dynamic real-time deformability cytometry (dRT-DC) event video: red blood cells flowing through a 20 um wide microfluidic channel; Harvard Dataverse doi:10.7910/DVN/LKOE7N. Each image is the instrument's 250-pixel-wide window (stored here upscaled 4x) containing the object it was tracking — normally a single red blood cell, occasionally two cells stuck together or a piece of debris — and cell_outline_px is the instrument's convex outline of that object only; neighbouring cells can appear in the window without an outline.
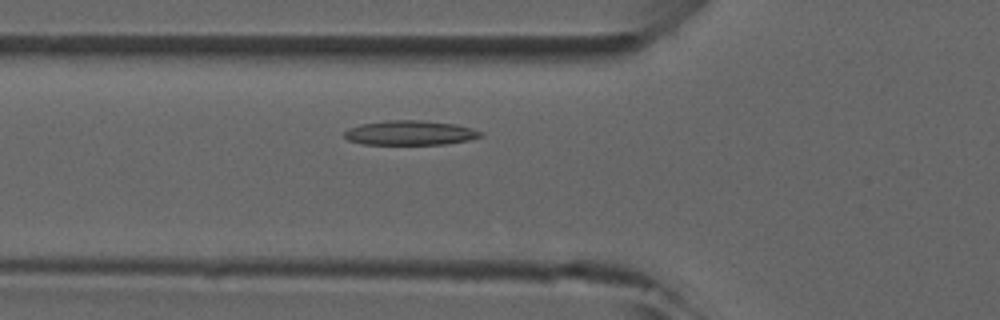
{"species": "common noctule bat (a hibernating species)", "species_latin": "Nyctalus noctula", "temperature_condition": "room temperature", "stored_images_in_passage": 38, "camera_frame_rate_fps": 3000, "um_per_image_px": 0.085, "animal": {"sex": "male", "forearm_length_mm": 52.5}, "frame": {"image": 1, "passage_image": 6, "time_ms": 1.667, "image_size_px": [1000, 320], "cell_outline_px": [[484, 136], [468, 140], [444, 144], [364, 144], [348, 140], [344, 136], [344, 132], [348, 128], [360, 124], [384, 120], [420, 120], [456, 124], [472, 128], [484, 132]], "centroid_in_image_um": [34.87, 11.28], "position_along_channel_um": 90.9, "area_um2": 19.59}}